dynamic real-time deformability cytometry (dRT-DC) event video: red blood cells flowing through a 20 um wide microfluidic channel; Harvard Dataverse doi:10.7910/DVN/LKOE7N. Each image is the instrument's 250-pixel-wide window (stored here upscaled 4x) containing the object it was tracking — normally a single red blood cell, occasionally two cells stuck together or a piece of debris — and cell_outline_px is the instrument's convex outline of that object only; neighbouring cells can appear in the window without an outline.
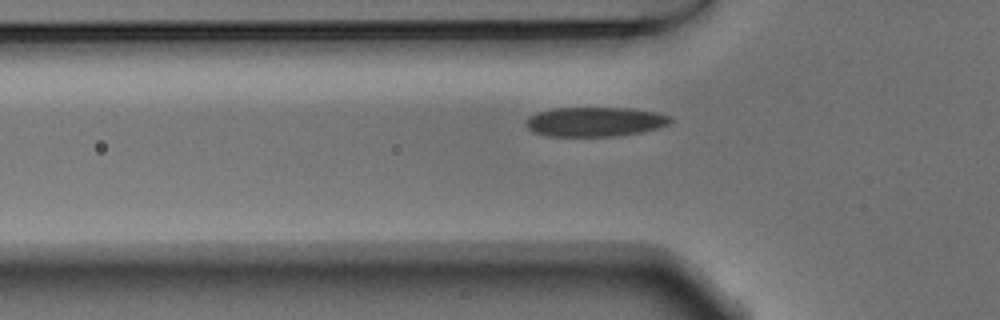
{"species": "Egyptian fruit bat (a non-hibernating species)", "species_latin": "Rousettus aegyptiacus", "temperature_condition": "warm", "stored_images_in_passage": 39, "camera_frame_rate_fps": 3000, "um_per_image_px": 0.085, "animal": {"sex": "male"}, "frame": {"image": 1, "passage_image": 6, "time_ms": 1.667, "image_size_px": [1000, 320], "cell_outline_px": [[672, 120], [668, 124], [656, 128], [640, 132], [616, 136], [548, 136], [532, 132], [524, 124], [524, 120], [528, 116], [536, 112], [552, 108], [632, 108], [656, 112], [668, 116]], "centroid_in_image_um": [50.49, 10.34], "position_along_channel_um": 75.3, "area_um2": 24.91}}
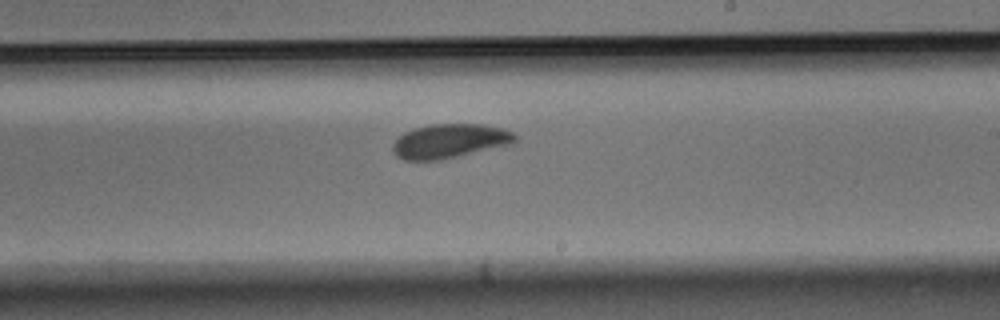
{"frame": {"image": 2, "passage_image": 20, "time_ms": 6.333, "image_size_px": [1000, 320], "cell_outline_px": [[516, 140], [512, 144], [440, 160], [404, 160], [396, 156], [392, 152], [392, 144], [404, 132], [416, 128], [432, 124], [484, 124], [500, 128], [512, 132], [516, 136]], "centroid_in_image_um": [38.2, 11.99], "position_along_channel_um": 250.8, "area_um2": 24.28}}
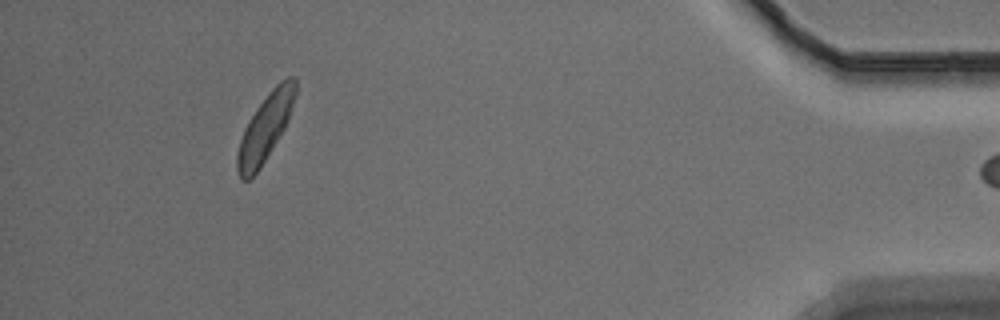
{"frame": {"image": 3, "passage_image": 38, "time_ms": 12.333, "image_size_px": [1000, 320], "cell_outline_px": [[296, 96], [288, 120], [284, 128], [260, 168], [248, 180], [240, 180], [236, 168], [236, 156], [240, 140], [244, 128], [248, 120], [256, 108], [272, 88], [280, 80], [288, 76], [296, 76]], "centroid_in_image_um": [22.54, 10.83], "position_along_channel_um": 412.7, "area_um2": 22.6}}